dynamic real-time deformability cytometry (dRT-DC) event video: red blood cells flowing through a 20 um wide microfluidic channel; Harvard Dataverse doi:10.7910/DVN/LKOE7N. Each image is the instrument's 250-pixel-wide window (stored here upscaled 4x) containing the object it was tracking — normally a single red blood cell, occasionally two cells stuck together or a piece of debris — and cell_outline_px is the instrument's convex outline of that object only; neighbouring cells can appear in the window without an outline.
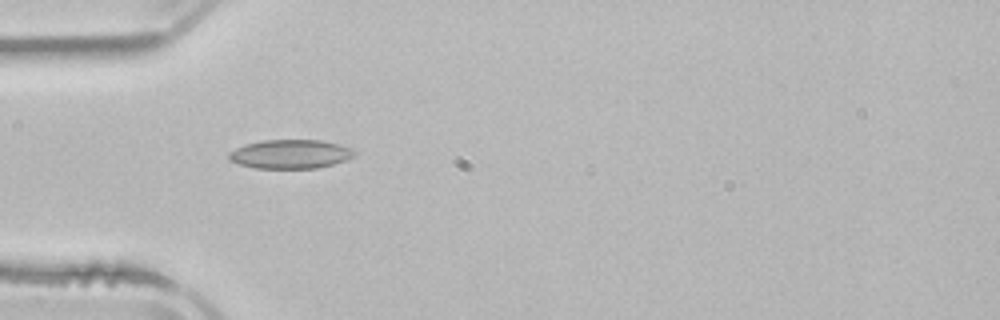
{"species": "common noctule bat (a hibernating species)", "species_latin": "Nyctalus noctula", "temperature_condition": "room temperature", "stored_images_in_passage": 3, "camera_frame_rate_fps": 3000, "um_per_image_px": 0.085, "animal": {"sex": "male", "body_mass_g": 21.5, "forearm_length_mm": 52.0}, "frame": {"image": 1, "passage_image": 3, "time_ms": 3.0, "image_size_px": [1000, 320], "cell_outline_px": [[356, 156], [332, 164], [316, 168], [256, 168], [240, 164], [228, 160], [228, 152], [244, 144], [264, 140], [320, 140], [352, 148], [356, 152]], "centroid_in_image_um": [24.66, 13.09], "position_along_channel_um": 60.3, "area_um2": 21.1}}